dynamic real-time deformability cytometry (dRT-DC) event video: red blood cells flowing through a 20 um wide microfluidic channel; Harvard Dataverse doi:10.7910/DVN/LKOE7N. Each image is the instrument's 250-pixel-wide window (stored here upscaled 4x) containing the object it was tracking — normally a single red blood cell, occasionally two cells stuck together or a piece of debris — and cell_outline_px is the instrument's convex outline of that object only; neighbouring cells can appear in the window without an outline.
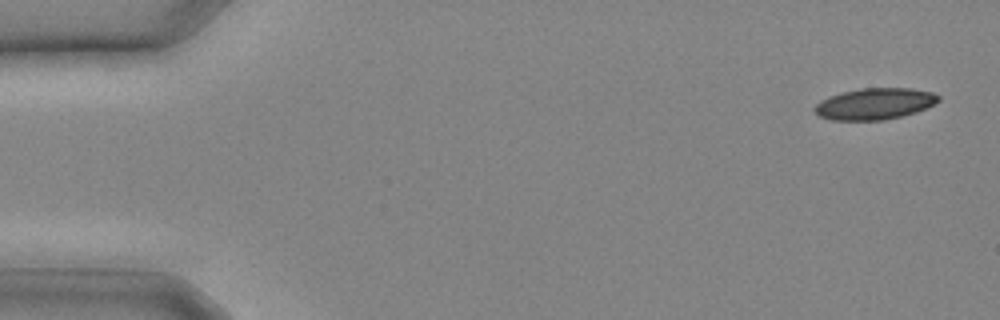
{"species": "common noctule bat (a hibernating species)", "species_latin": "Nyctalus noctula", "temperature_condition": "cold", "stored_images_in_passage": 11, "camera_frame_rate_fps": 3000, "um_per_image_px": 0.085, "animal": {"sex": "male", "body_mass_g": 20.4}, "frame": {"image": 1, "passage_image": 1, "time_ms": 0.0, "image_size_px": [1000, 320], "cell_outline_px": [[940, 100], [916, 112], [884, 120], [828, 120], [820, 116], [812, 108], [820, 100], [828, 96], [840, 92], [860, 88], [912, 88], [932, 92], [940, 96]], "centroid_in_image_um": [74.3, 8.81], "position_along_channel_um": 10.7, "area_um2": 22.72}}
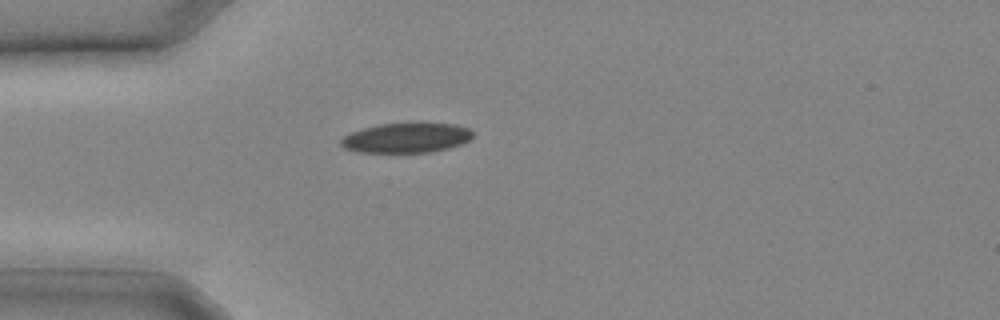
{"frame": {"image": 2, "passage_image": 7, "time_ms": 2.0, "image_size_px": [1000, 320], "cell_outline_px": [[472, 136], [468, 140], [460, 144], [448, 148], [432, 152], [356, 152], [344, 148], [340, 144], [340, 140], [344, 136], [352, 132], [364, 128], [380, 124], [420, 120], [456, 124], [468, 128], [472, 132]], "centroid_in_image_um": [34.56, 11.67], "position_along_channel_um": 50.4, "area_um2": 23.64}}
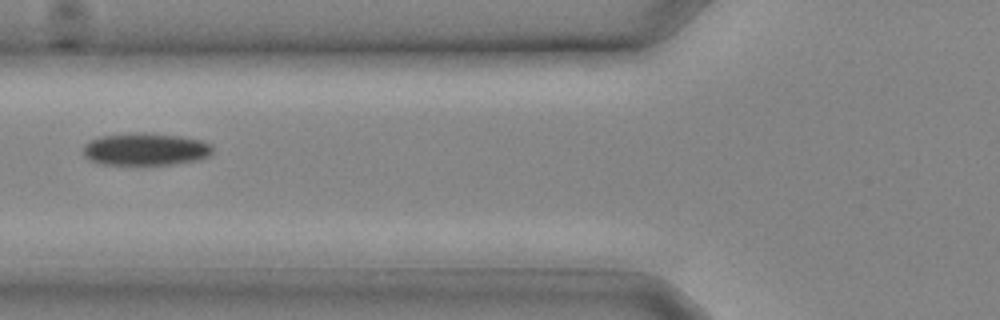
{"frame": {"image": 3, "passage_image": 10, "time_ms": 3.0, "image_size_px": [1000, 320], "cell_outline_px": [[212, 152], [208, 156], [200, 160], [172, 164], [100, 164], [88, 160], [84, 156], [84, 144], [100, 136], [180, 136], [200, 140], [212, 144]], "centroid_in_image_um": [12.39, 12.75], "position_along_channel_um": 113.4, "area_um2": 23.24}}